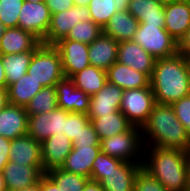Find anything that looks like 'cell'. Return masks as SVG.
Returning a JSON list of instances; mask_svg holds the SVG:
<instances>
[{
    "label": "cell",
    "mask_w": 190,
    "mask_h": 191,
    "mask_svg": "<svg viewBox=\"0 0 190 191\" xmlns=\"http://www.w3.org/2000/svg\"><path fill=\"white\" fill-rule=\"evenodd\" d=\"M144 148H147V151L144 150V155H147L143 156L146 157L143 161V168L146 171L168 191H189V151L149 145Z\"/></svg>",
    "instance_id": "obj_1"
},
{
    "label": "cell",
    "mask_w": 190,
    "mask_h": 191,
    "mask_svg": "<svg viewBox=\"0 0 190 191\" xmlns=\"http://www.w3.org/2000/svg\"><path fill=\"white\" fill-rule=\"evenodd\" d=\"M150 86L158 104L172 105L190 95V77L184 57L177 53L156 59Z\"/></svg>",
    "instance_id": "obj_2"
},
{
    "label": "cell",
    "mask_w": 190,
    "mask_h": 191,
    "mask_svg": "<svg viewBox=\"0 0 190 191\" xmlns=\"http://www.w3.org/2000/svg\"><path fill=\"white\" fill-rule=\"evenodd\" d=\"M141 131L144 146L151 142L152 147L190 151V137L176 117L172 105L155 103Z\"/></svg>",
    "instance_id": "obj_3"
},
{
    "label": "cell",
    "mask_w": 190,
    "mask_h": 191,
    "mask_svg": "<svg viewBox=\"0 0 190 191\" xmlns=\"http://www.w3.org/2000/svg\"><path fill=\"white\" fill-rule=\"evenodd\" d=\"M27 73L43 87L56 86L65 78L59 50L41 43L34 50Z\"/></svg>",
    "instance_id": "obj_4"
},
{
    "label": "cell",
    "mask_w": 190,
    "mask_h": 191,
    "mask_svg": "<svg viewBox=\"0 0 190 191\" xmlns=\"http://www.w3.org/2000/svg\"><path fill=\"white\" fill-rule=\"evenodd\" d=\"M100 149L121 161L143 164L141 154L144 155V144L141 128L132 125L127 131L101 139Z\"/></svg>",
    "instance_id": "obj_5"
},
{
    "label": "cell",
    "mask_w": 190,
    "mask_h": 191,
    "mask_svg": "<svg viewBox=\"0 0 190 191\" xmlns=\"http://www.w3.org/2000/svg\"><path fill=\"white\" fill-rule=\"evenodd\" d=\"M132 41L138 43L155 59L168 58L178 53L177 42L164 27L158 25L139 23Z\"/></svg>",
    "instance_id": "obj_6"
},
{
    "label": "cell",
    "mask_w": 190,
    "mask_h": 191,
    "mask_svg": "<svg viewBox=\"0 0 190 191\" xmlns=\"http://www.w3.org/2000/svg\"><path fill=\"white\" fill-rule=\"evenodd\" d=\"M154 104L155 97L149 85L145 88L124 90L120 110L133 126L142 128Z\"/></svg>",
    "instance_id": "obj_7"
},
{
    "label": "cell",
    "mask_w": 190,
    "mask_h": 191,
    "mask_svg": "<svg viewBox=\"0 0 190 191\" xmlns=\"http://www.w3.org/2000/svg\"><path fill=\"white\" fill-rule=\"evenodd\" d=\"M91 20L88 6L74 5L72 8L51 15L50 25L45 38L41 41L45 45H55L66 38L70 30L78 23Z\"/></svg>",
    "instance_id": "obj_8"
},
{
    "label": "cell",
    "mask_w": 190,
    "mask_h": 191,
    "mask_svg": "<svg viewBox=\"0 0 190 191\" xmlns=\"http://www.w3.org/2000/svg\"><path fill=\"white\" fill-rule=\"evenodd\" d=\"M70 113L57 107L48 113L28 115L27 134L40 143L51 135L64 134L65 119Z\"/></svg>",
    "instance_id": "obj_9"
},
{
    "label": "cell",
    "mask_w": 190,
    "mask_h": 191,
    "mask_svg": "<svg viewBox=\"0 0 190 191\" xmlns=\"http://www.w3.org/2000/svg\"><path fill=\"white\" fill-rule=\"evenodd\" d=\"M51 15L45 2L24 1L19 15L18 27L33 33L42 41L47 34Z\"/></svg>",
    "instance_id": "obj_10"
},
{
    "label": "cell",
    "mask_w": 190,
    "mask_h": 191,
    "mask_svg": "<svg viewBox=\"0 0 190 191\" xmlns=\"http://www.w3.org/2000/svg\"><path fill=\"white\" fill-rule=\"evenodd\" d=\"M54 46L60 52L65 78H71L75 73L90 65L88 44L62 39Z\"/></svg>",
    "instance_id": "obj_11"
},
{
    "label": "cell",
    "mask_w": 190,
    "mask_h": 191,
    "mask_svg": "<svg viewBox=\"0 0 190 191\" xmlns=\"http://www.w3.org/2000/svg\"><path fill=\"white\" fill-rule=\"evenodd\" d=\"M117 61L151 78L156 59L133 41L119 42Z\"/></svg>",
    "instance_id": "obj_12"
},
{
    "label": "cell",
    "mask_w": 190,
    "mask_h": 191,
    "mask_svg": "<svg viewBox=\"0 0 190 191\" xmlns=\"http://www.w3.org/2000/svg\"><path fill=\"white\" fill-rule=\"evenodd\" d=\"M58 107L72 113L88 114L90 96L75 87L70 78H64L56 84Z\"/></svg>",
    "instance_id": "obj_13"
},
{
    "label": "cell",
    "mask_w": 190,
    "mask_h": 191,
    "mask_svg": "<svg viewBox=\"0 0 190 191\" xmlns=\"http://www.w3.org/2000/svg\"><path fill=\"white\" fill-rule=\"evenodd\" d=\"M43 174V167L16 164L10 161L2 171L7 191H18L31 187L38 183Z\"/></svg>",
    "instance_id": "obj_14"
},
{
    "label": "cell",
    "mask_w": 190,
    "mask_h": 191,
    "mask_svg": "<svg viewBox=\"0 0 190 191\" xmlns=\"http://www.w3.org/2000/svg\"><path fill=\"white\" fill-rule=\"evenodd\" d=\"M73 142L65 135H51L41 143L43 172L61 167L72 151Z\"/></svg>",
    "instance_id": "obj_15"
},
{
    "label": "cell",
    "mask_w": 190,
    "mask_h": 191,
    "mask_svg": "<svg viewBox=\"0 0 190 191\" xmlns=\"http://www.w3.org/2000/svg\"><path fill=\"white\" fill-rule=\"evenodd\" d=\"M123 91L121 87L107 81L99 92L90 96L87 114L90 120L120 110Z\"/></svg>",
    "instance_id": "obj_16"
},
{
    "label": "cell",
    "mask_w": 190,
    "mask_h": 191,
    "mask_svg": "<svg viewBox=\"0 0 190 191\" xmlns=\"http://www.w3.org/2000/svg\"><path fill=\"white\" fill-rule=\"evenodd\" d=\"M9 161L33 167H42L41 143L28 134L11 140Z\"/></svg>",
    "instance_id": "obj_17"
},
{
    "label": "cell",
    "mask_w": 190,
    "mask_h": 191,
    "mask_svg": "<svg viewBox=\"0 0 190 191\" xmlns=\"http://www.w3.org/2000/svg\"><path fill=\"white\" fill-rule=\"evenodd\" d=\"M165 30L178 42L190 29V2L170 1L164 5Z\"/></svg>",
    "instance_id": "obj_18"
},
{
    "label": "cell",
    "mask_w": 190,
    "mask_h": 191,
    "mask_svg": "<svg viewBox=\"0 0 190 191\" xmlns=\"http://www.w3.org/2000/svg\"><path fill=\"white\" fill-rule=\"evenodd\" d=\"M41 43V40L29 31L19 27L5 28L0 39V54L34 51Z\"/></svg>",
    "instance_id": "obj_19"
},
{
    "label": "cell",
    "mask_w": 190,
    "mask_h": 191,
    "mask_svg": "<svg viewBox=\"0 0 190 191\" xmlns=\"http://www.w3.org/2000/svg\"><path fill=\"white\" fill-rule=\"evenodd\" d=\"M28 132V114L25 107L8 104L0 112V136L13 140Z\"/></svg>",
    "instance_id": "obj_20"
},
{
    "label": "cell",
    "mask_w": 190,
    "mask_h": 191,
    "mask_svg": "<svg viewBox=\"0 0 190 191\" xmlns=\"http://www.w3.org/2000/svg\"><path fill=\"white\" fill-rule=\"evenodd\" d=\"M143 164L122 161L100 182L104 191H134L135 178Z\"/></svg>",
    "instance_id": "obj_21"
},
{
    "label": "cell",
    "mask_w": 190,
    "mask_h": 191,
    "mask_svg": "<svg viewBox=\"0 0 190 191\" xmlns=\"http://www.w3.org/2000/svg\"><path fill=\"white\" fill-rule=\"evenodd\" d=\"M118 44L114 38L102 33L88 45L90 65L107 71L117 61Z\"/></svg>",
    "instance_id": "obj_22"
},
{
    "label": "cell",
    "mask_w": 190,
    "mask_h": 191,
    "mask_svg": "<svg viewBox=\"0 0 190 191\" xmlns=\"http://www.w3.org/2000/svg\"><path fill=\"white\" fill-rule=\"evenodd\" d=\"M107 81L123 90L145 88L150 85V78L131 67L116 61L107 71Z\"/></svg>",
    "instance_id": "obj_23"
},
{
    "label": "cell",
    "mask_w": 190,
    "mask_h": 191,
    "mask_svg": "<svg viewBox=\"0 0 190 191\" xmlns=\"http://www.w3.org/2000/svg\"><path fill=\"white\" fill-rule=\"evenodd\" d=\"M100 151V146L73 147L61 168L90 179L93 162Z\"/></svg>",
    "instance_id": "obj_24"
},
{
    "label": "cell",
    "mask_w": 190,
    "mask_h": 191,
    "mask_svg": "<svg viewBox=\"0 0 190 191\" xmlns=\"http://www.w3.org/2000/svg\"><path fill=\"white\" fill-rule=\"evenodd\" d=\"M128 12L144 25H165L164 4L155 0H130Z\"/></svg>",
    "instance_id": "obj_25"
},
{
    "label": "cell",
    "mask_w": 190,
    "mask_h": 191,
    "mask_svg": "<svg viewBox=\"0 0 190 191\" xmlns=\"http://www.w3.org/2000/svg\"><path fill=\"white\" fill-rule=\"evenodd\" d=\"M139 26V21L128 10L116 12L103 28V33L118 42L132 41Z\"/></svg>",
    "instance_id": "obj_26"
},
{
    "label": "cell",
    "mask_w": 190,
    "mask_h": 191,
    "mask_svg": "<svg viewBox=\"0 0 190 191\" xmlns=\"http://www.w3.org/2000/svg\"><path fill=\"white\" fill-rule=\"evenodd\" d=\"M90 122L92 123L100 140L127 131L132 126L121 110L112 114L92 118Z\"/></svg>",
    "instance_id": "obj_27"
},
{
    "label": "cell",
    "mask_w": 190,
    "mask_h": 191,
    "mask_svg": "<svg viewBox=\"0 0 190 191\" xmlns=\"http://www.w3.org/2000/svg\"><path fill=\"white\" fill-rule=\"evenodd\" d=\"M70 79L76 88L92 96L99 92L107 82V72L93 65H89L75 73Z\"/></svg>",
    "instance_id": "obj_28"
},
{
    "label": "cell",
    "mask_w": 190,
    "mask_h": 191,
    "mask_svg": "<svg viewBox=\"0 0 190 191\" xmlns=\"http://www.w3.org/2000/svg\"><path fill=\"white\" fill-rule=\"evenodd\" d=\"M43 86L28 73L7 87L9 104L26 107Z\"/></svg>",
    "instance_id": "obj_29"
},
{
    "label": "cell",
    "mask_w": 190,
    "mask_h": 191,
    "mask_svg": "<svg viewBox=\"0 0 190 191\" xmlns=\"http://www.w3.org/2000/svg\"><path fill=\"white\" fill-rule=\"evenodd\" d=\"M33 54L34 51L18 54H0L6 73L7 87L27 73Z\"/></svg>",
    "instance_id": "obj_30"
},
{
    "label": "cell",
    "mask_w": 190,
    "mask_h": 191,
    "mask_svg": "<svg viewBox=\"0 0 190 191\" xmlns=\"http://www.w3.org/2000/svg\"><path fill=\"white\" fill-rule=\"evenodd\" d=\"M57 107L56 86H46L33 96L25 109L28 115H37L51 112Z\"/></svg>",
    "instance_id": "obj_31"
},
{
    "label": "cell",
    "mask_w": 190,
    "mask_h": 191,
    "mask_svg": "<svg viewBox=\"0 0 190 191\" xmlns=\"http://www.w3.org/2000/svg\"><path fill=\"white\" fill-rule=\"evenodd\" d=\"M46 174L62 191H82L90 180L87 177L65 171L61 167L50 169Z\"/></svg>",
    "instance_id": "obj_32"
},
{
    "label": "cell",
    "mask_w": 190,
    "mask_h": 191,
    "mask_svg": "<svg viewBox=\"0 0 190 191\" xmlns=\"http://www.w3.org/2000/svg\"><path fill=\"white\" fill-rule=\"evenodd\" d=\"M103 33V29L92 20L78 22L68 33L66 38L85 44H91Z\"/></svg>",
    "instance_id": "obj_33"
},
{
    "label": "cell",
    "mask_w": 190,
    "mask_h": 191,
    "mask_svg": "<svg viewBox=\"0 0 190 191\" xmlns=\"http://www.w3.org/2000/svg\"><path fill=\"white\" fill-rule=\"evenodd\" d=\"M91 20L102 29L116 13L115 0H91L88 4Z\"/></svg>",
    "instance_id": "obj_34"
},
{
    "label": "cell",
    "mask_w": 190,
    "mask_h": 191,
    "mask_svg": "<svg viewBox=\"0 0 190 191\" xmlns=\"http://www.w3.org/2000/svg\"><path fill=\"white\" fill-rule=\"evenodd\" d=\"M24 0H0V23L5 28L18 27Z\"/></svg>",
    "instance_id": "obj_35"
},
{
    "label": "cell",
    "mask_w": 190,
    "mask_h": 191,
    "mask_svg": "<svg viewBox=\"0 0 190 191\" xmlns=\"http://www.w3.org/2000/svg\"><path fill=\"white\" fill-rule=\"evenodd\" d=\"M121 162L120 159L100 151L93 162L90 180L101 182L106 177V174L114 170V167H117Z\"/></svg>",
    "instance_id": "obj_36"
},
{
    "label": "cell",
    "mask_w": 190,
    "mask_h": 191,
    "mask_svg": "<svg viewBox=\"0 0 190 191\" xmlns=\"http://www.w3.org/2000/svg\"><path fill=\"white\" fill-rule=\"evenodd\" d=\"M90 122V118L87 114L83 113H70L65 119V132L64 134L73 141L75 137L81 133L84 128Z\"/></svg>",
    "instance_id": "obj_37"
},
{
    "label": "cell",
    "mask_w": 190,
    "mask_h": 191,
    "mask_svg": "<svg viewBox=\"0 0 190 191\" xmlns=\"http://www.w3.org/2000/svg\"><path fill=\"white\" fill-rule=\"evenodd\" d=\"M134 191H168L143 167L139 170L134 184Z\"/></svg>",
    "instance_id": "obj_38"
},
{
    "label": "cell",
    "mask_w": 190,
    "mask_h": 191,
    "mask_svg": "<svg viewBox=\"0 0 190 191\" xmlns=\"http://www.w3.org/2000/svg\"><path fill=\"white\" fill-rule=\"evenodd\" d=\"M72 142L73 147L100 146V139L91 122L82 128L81 133Z\"/></svg>",
    "instance_id": "obj_39"
},
{
    "label": "cell",
    "mask_w": 190,
    "mask_h": 191,
    "mask_svg": "<svg viewBox=\"0 0 190 191\" xmlns=\"http://www.w3.org/2000/svg\"><path fill=\"white\" fill-rule=\"evenodd\" d=\"M172 107L176 117L185 127V130L190 137V95L174 102Z\"/></svg>",
    "instance_id": "obj_40"
},
{
    "label": "cell",
    "mask_w": 190,
    "mask_h": 191,
    "mask_svg": "<svg viewBox=\"0 0 190 191\" xmlns=\"http://www.w3.org/2000/svg\"><path fill=\"white\" fill-rule=\"evenodd\" d=\"M45 4L51 14L64 12L75 5L74 0H45Z\"/></svg>",
    "instance_id": "obj_41"
},
{
    "label": "cell",
    "mask_w": 190,
    "mask_h": 191,
    "mask_svg": "<svg viewBox=\"0 0 190 191\" xmlns=\"http://www.w3.org/2000/svg\"><path fill=\"white\" fill-rule=\"evenodd\" d=\"M10 144V139L0 136V172L3 171V168L9 162Z\"/></svg>",
    "instance_id": "obj_42"
},
{
    "label": "cell",
    "mask_w": 190,
    "mask_h": 191,
    "mask_svg": "<svg viewBox=\"0 0 190 191\" xmlns=\"http://www.w3.org/2000/svg\"><path fill=\"white\" fill-rule=\"evenodd\" d=\"M177 48L178 53L183 57L190 56V29L177 42Z\"/></svg>",
    "instance_id": "obj_43"
},
{
    "label": "cell",
    "mask_w": 190,
    "mask_h": 191,
    "mask_svg": "<svg viewBox=\"0 0 190 191\" xmlns=\"http://www.w3.org/2000/svg\"><path fill=\"white\" fill-rule=\"evenodd\" d=\"M38 182L41 191H62L46 173L40 177Z\"/></svg>",
    "instance_id": "obj_44"
},
{
    "label": "cell",
    "mask_w": 190,
    "mask_h": 191,
    "mask_svg": "<svg viewBox=\"0 0 190 191\" xmlns=\"http://www.w3.org/2000/svg\"><path fill=\"white\" fill-rule=\"evenodd\" d=\"M82 191H104L100 182L89 180Z\"/></svg>",
    "instance_id": "obj_45"
},
{
    "label": "cell",
    "mask_w": 190,
    "mask_h": 191,
    "mask_svg": "<svg viewBox=\"0 0 190 191\" xmlns=\"http://www.w3.org/2000/svg\"><path fill=\"white\" fill-rule=\"evenodd\" d=\"M9 104L7 88H0V112Z\"/></svg>",
    "instance_id": "obj_46"
},
{
    "label": "cell",
    "mask_w": 190,
    "mask_h": 191,
    "mask_svg": "<svg viewBox=\"0 0 190 191\" xmlns=\"http://www.w3.org/2000/svg\"><path fill=\"white\" fill-rule=\"evenodd\" d=\"M0 88H7L6 73L0 56Z\"/></svg>",
    "instance_id": "obj_47"
},
{
    "label": "cell",
    "mask_w": 190,
    "mask_h": 191,
    "mask_svg": "<svg viewBox=\"0 0 190 191\" xmlns=\"http://www.w3.org/2000/svg\"><path fill=\"white\" fill-rule=\"evenodd\" d=\"M116 1V12H122L128 10L130 0H115Z\"/></svg>",
    "instance_id": "obj_48"
},
{
    "label": "cell",
    "mask_w": 190,
    "mask_h": 191,
    "mask_svg": "<svg viewBox=\"0 0 190 191\" xmlns=\"http://www.w3.org/2000/svg\"><path fill=\"white\" fill-rule=\"evenodd\" d=\"M18 191H41L40 189V185H39V182L31 187H28V188H25V189H22V190H18Z\"/></svg>",
    "instance_id": "obj_49"
},
{
    "label": "cell",
    "mask_w": 190,
    "mask_h": 191,
    "mask_svg": "<svg viewBox=\"0 0 190 191\" xmlns=\"http://www.w3.org/2000/svg\"><path fill=\"white\" fill-rule=\"evenodd\" d=\"M0 191H7L2 172H0Z\"/></svg>",
    "instance_id": "obj_50"
},
{
    "label": "cell",
    "mask_w": 190,
    "mask_h": 191,
    "mask_svg": "<svg viewBox=\"0 0 190 191\" xmlns=\"http://www.w3.org/2000/svg\"><path fill=\"white\" fill-rule=\"evenodd\" d=\"M91 0H74V4L78 6H88Z\"/></svg>",
    "instance_id": "obj_51"
},
{
    "label": "cell",
    "mask_w": 190,
    "mask_h": 191,
    "mask_svg": "<svg viewBox=\"0 0 190 191\" xmlns=\"http://www.w3.org/2000/svg\"><path fill=\"white\" fill-rule=\"evenodd\" d=\"M184 59L186 61V65H187L188 73H189V77H190V56L184 57Z\"/></svg>",
    "instance_id": "obj_52"
},
{
    "label": "cell",
    "mask_w": 190,
    "mask_h": 191,
    "mask_svg": "<svg viewBox=\"0 0 190 191\" xmlns=\"http://www.w3.org/2000/svg\"><path fill=\"white\" fill-rule=\"evenodd\" d=\"M188 178H189V191H190V151L188 155Z\"/></svg>",
    "instance_id": "obj_53"
},
{
    "label": "cell",
    "mask_w": 190,
    "mask_h": 191,
    "mask_svg": "<svg viewBox=\"0 0 190 191\" xmlns=\"http://www.w3.org/2000/svg\"><path fill=\"white\" fill-rule=\"evenodd\" d=\"M155 1H157V2H159V3H162V4H168L170 1H172V0H155Z\"/></svg>",
    "instance_id": "obj_54"
},
{
    "label": "cell",
    "mask_w": 190,
    "mask_h": 191,
    "mask_svg": "<svg viewBox=\"0 0 190 191\" xmlns=\"http://www.w3.org/2000/svg\"><path fill=\"white\" fill-rule=\"evenodd\" d=\"M5 27L0 23V39L2 37V33L4 32Z\"/></svg>",
    "instance_id": "obj_55"
},
{
    "label": "cell",
    "mask_w": 190,
    "mask_h": 191,
    "mask_svg": "<svg viewBox=\"0 0 190 191\" xmlns=\"http://www.w3.org/2000/svg\"><path fill=\"white\" fill-rule=\"evenodd\" d=\"M24 1H30V2H33V3L45 2V0H24Z\"/></svg>",
    "instance_id": "obj_56"
},
{
    "label": "cell",
    "mask_w": 190,
    "mask_h": 191,
    "mask_svg": "<svg viewBox=\"0 0 190 191\" xmlns=\"http://www.w3.org/2000/svg\"><path fill=\"white\" fill-rule=\"evenodd\" d=\"M172 1H178V2H190V0H172Z\"/></svg>",
    "instance_id": "obj_57"
}]
</instances>
